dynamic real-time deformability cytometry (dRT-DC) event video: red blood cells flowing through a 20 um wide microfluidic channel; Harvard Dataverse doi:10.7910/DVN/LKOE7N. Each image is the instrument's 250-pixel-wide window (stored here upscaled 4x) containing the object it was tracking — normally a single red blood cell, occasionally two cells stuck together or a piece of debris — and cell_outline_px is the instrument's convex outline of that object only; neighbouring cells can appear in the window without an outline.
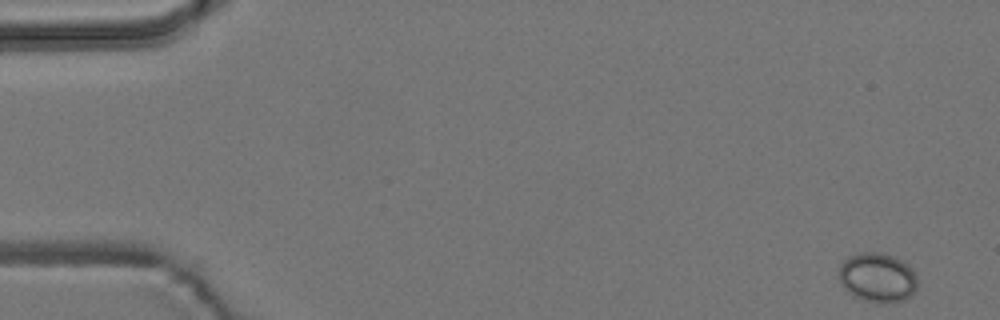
{"species": "common noctule bat (a hibernating species)", "species_latin": "Nyctalus noctula", "temperature_condition": "room temperature", "stored_images_in_passage": 5, "camera_frame_rate_fps": 3000, "um_per_image_px": 0.085, "animal": {"sex": "male", "body_mass_g": 19.2, "forearm_length_mm": 51.8}, "frame": {"image": 1, "passage_image": 1, "time_ms": 0.0, "image_size_px": [1000, 320], "cell_outline_px": [[916, 288], [912, 296], [896, 304], [880, 304], [864, 300], [848, 292], [840, 284], [840, 264], [848, 256], [860, 252], [880, 252], [892, 256], [900, 260], [912, 268], [916, 276]], "centroid_in_image_um": [74.6, 23.62], "position_along_channel_um": 10.4, "area_um2": 22.89}}
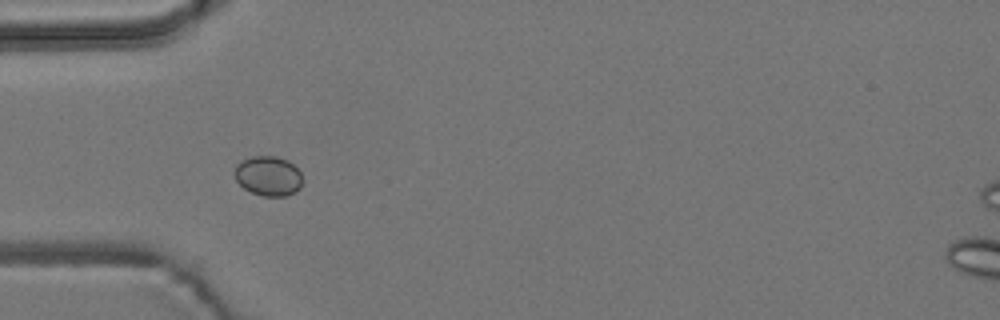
{"frame": {"image": 2, "passage_image": 5, "time_ms": 5.0, "image_size_px": [1000, 320], "cell_outline_px": [[304, 180], [300, 188], [296, 192], [284, 196], [264, 196], [252, 192], [244, 188], [236, 180], [232, 172], [236, 164], [240, 160], [252, 156], [276, 156], [288, 160], [300, 172]], "centroid_in_image_um": [22.79, 14.94], "position_along_channel_um": 62.2, "area_um2": 16.01}}